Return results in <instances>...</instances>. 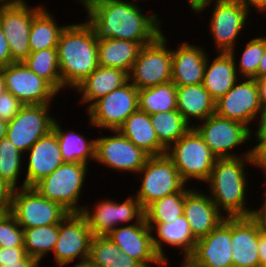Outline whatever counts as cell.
<instances>
[{
    "instance_id": "cell-6",
    "label": "cell",
    "mask_w": 266,
    "mask_h": 267,
    "mask_svg": "<svg viewBox=\"0 0 266 267\" xmlns=\"http://www.w3.org/2000/svg\"><path fill=\"white\" fill-rule=\"evenodd\" d=\"M138 175L142 179L135 197L144 210L152 202L177 193L186 185L166 154L149 156Z\"/></svg>"
},
{
    "instance_id": "cell-21",
    "label": "cell",
    "mask_w": 266,
    "mask_h": 267,
    "mask_svg": "<svg viewBox=\"0 0 266 267\" xmlns=\"http://www.w3.org/2000/svg\"><path fill=\"white\" fill-rule=\"evenodd\" d=\"M26 154L29 155L27 171L19 188L33 187L64 163L57 135L53 130L36 141Z\"/></svg>"
},
{
    "instance_id": "cell-44",
    "label": "cell",
    "mask_w": 266,
    "mask_h": 267,
    "mask_svg": "<svg viewBox=\"0 0 266 267\" xmlns=\"http://www.w3.org/2000/svg\"><path fill=\"white\" fill-rule=\"evenodd\" d=\"M256 137L257 145L252 147V161L255 168H260L266 176V135H253Z\"/></svg>"
},
{
    "instance_id": "cell-22",
    "label": "cell",
    "mask_w": 266,
    "mask_h": 267,
    "mask_svg": "<svg viewBox=\"0 0 266 267\" xmlns=\"http://www.w3.org/2000/svg\"><path fill=\"white\" fill-rule=\"evenodd\" d=\"M205 193L192 188L185 195L183 215L197 240L208 235L226 218L208 192Z\"/></svg>"
},
{
    "instance_id": "cell-47",
    "label": "cell",
    "mask_w": 266,
    "mask_h": 267,
    "mask_svg": "<svg viewBox=\"0 0 266 267\" xmlns=\"http://www.w3.org/2000/svg\"><path fill=\"white\" fill-rule=\"evenodd\" d=\"M12 188L0 179V206H3L7 211L11 205Z\"/></svg>"
},
{
    "instance_id": "cell-19",
    "label": "cell",
    "mask_w": 266,
    "mask_h": 267,
    "mask_svg": "<svg viewBox=\"0 0 266 267\" xmlns=\"http://www.w3.org/2000/svg\"><path fill=\"white\" fill-rule=\"evenodd\" d=\"M151 233V229L143 217L137 223L118 226L107 236L123 253L137 260L143 267H155L157 265L167 267L169 260L162 261L156 254Z\"/></svg>"
},
{
    "instance_id": "cell-38",
    "label": "cell",
    "mask_w": 266,
    "mask_h": 267,
    "mask_svg": "<svg viewBox=\"0 0 266 267\" xmlns=\"http://www.w3.org/2000/svg\"><path fill=\"white\" fill-rule=\"evenodd\" d=\"M23 156L24 153L16 148L7 137L0 140V179L12 189L19 188L17 184L22 172Z\"/></svg>"
},
{
    "instance_id": "cell-31",
    "label": "cell",
    "mask_w": 266,
    "mask_h": 267,
    "mask_svg": "<svg viewBox=\"0 0 266 267\" xmlns=\"http://www.w3.org/2000/svg\"><path fill=\"white\" fill-rule=\"evenodd\" d=\"M55 118L52 130L57 135L60 152L64 162L87 164L95 162L96 138L86 139L76 131H64Z\"/></svg>"
},
{
    "instance_id": "cell-25",
    "label": "cell",
    "mask_w": 266,
    "mask_h": 267,
    "mask_svg": "<svg viewBox=\"0 0 266 267\" xmlns=\"http://www.w3.org/2000/svg\"><path fill=\"white\" fill-rule=\"evenodd\" d=\"M147 224L152 232L155 252L162 261L169 258L163 250L164 243L173 248H180L184 257L183 260H186L193 253L197 239L193 236L189 222L184 215L177 217L171 222Z\"/></svg>"
},
{
    "instance_id": "cell-50",
    "label": "cell",
    "mask_w": 266,
    "mask_h": 267,
    "mask_svg": "<svg viewBox=\"0 0 266 267\" xmlns=\"http://www.w3.org/2000/svg\"><path fill=\"white\" fill-rule=\"evenodd\" d=\"M240 1L249 11L251 7L259 11V13L266 14V0H238Z\"/></svg>"
},
{
    "instance_id": "cell-15",
    "label": "cell",
    "mask_w": 266,
    "mask_h": 267,
    "mask_svg": "<svg viewBox=\"0 0 266 267\" xmlns=\"http://www.w3.org/2000/svg\"><path fill=\"white\" fill-rule=\"evenodd\" d=\"M92 237L86 217L82 213H68L59 223V236L52 252L54 264L64 267L76 259H87Z\"/></svg>"
},
{
    "instance_id": "cell-23",
    "label": "cell",
    "mask_w": 266,
    "mask_h": 267,
    "mask_svg": "<svg viewBox=\"0 0 266 267\" xmlns=\"http://www.w3.org/2000/svg\"><path fill=\"white\" fill-rule=\"evenodd\" d=\"M259 226L249 217H231L233 267H260Z\"/></svg>"
},
{
    "instance_id": "cell-51",
    "label": "cell",
    "mask_w": 266,
    "mask_h": 267,
    "mask_svg": "<svg viewBox=\"0 0 266 267\" xmlns=\"http://www.w3.org/2000/svg\"><path fill=\"white\" fill-rule=\"evenodd\" d=\"M117 267H143L137 260L121 252L118 256Z\"/></svg>"
},
{
    "instance_id": "cell-26",
    "label": "cell",
    "mask_w": 266,
    "mask_h": 267,
    "mask_svg": "<svg viewBox=\"0 0 266 267\" xmlns=\"http://www.w3.org/2000/svg\"><path fill=\"white\" fill-rule=\"evenodd\" d=\"M205 64L203 86L214 101L223 97L240 78L236 70L235 51L218 52V55Z\"/></svg>"
},
{
    "instance_id": "cell-32",
    "label": "cell",
    "mask_w": 266,
    "mask_h": 267,
    "mask_svg": "<svg viewBox=\"0 0 266 267\" xmlns=\"http://www.w3.org/2000/svg\"><path fill=\"white\" fill-rule=\"evenodd\" d=\"M55 20L46 7L33 18L29 33L30 52L57 47L61 32L66 25L59 26Z\"/></svg>"
},
{
    "instance_id": "cell-40",
    "label": "cell",
    "mask_w": 266,
    "mask_h": 267,
    "mask_svg": "<svg viewBox=\"0 0 266 267\" xmlns=\"http://www.w3.org/2000/svg\"><path fill=\"white\" fill-rule=\"evenodd\" d=\"M121 252L108 236H93L88 259L94 267H117Z\"/></svg>"
},
{
    "instance_id": "cell-45",
    "label": "cell",
    "mask_w": 266,
    "mask_h": 267,
    "mask_svg": "<svg viewBox=\"0 0 266 267\" xmlns=\"http://www.w3.org/2000/svg\"><path fill=\"white\" fill-rule=\"evenodd\" d=\"M12 63L13 62L11 58L9 44L6 40L5 33L2 31L0 25V68H3Z\"/></svg>"
},
{
    "instance_id": "cell-28",
    "label": "cell",
    "mask_w": 266,
    "mask_h": 267,
    "mask_svg": "<svg viewBox=\"0 0 266 267\" xmlns=\"http://www.w3.org/2000/svg\"><path fill=\"white\" fill-rule=\"evenodd\" d=\"M118 130L149 156L166 154L167 149L159 142L146 112L139 109L133 112Z\"/></svg>"
},
{
    "instance_id": "cell-11",
    "label": "cell",
    "mask_w": 266,
    "mask_h": 267,
    "mask_svg": "<svg viewBox=\"0 0 266 267\" xmlns=\"http://www.w3.org/2000/svg\"><path fill=\"white\" fill-rule=\"evenodd\" d=\"M138 109V89L129 81L95 101L87 113L92 127L110 131L118 130Z\"/></svg>"
},
{
    "instance_id": "cell-18",
    "label": "cell",
    "mask_w": 266,
    "mask_h": 267,
    "mask_svg": "<svg viewBox=\"0 0 266 267\" xmlns=\"http://www.w3.org/2000/svg\"><path fill=\"white\" fill-rule=\"evenodd\" d=\"M238 79L234 86L215 101V114L250 127L261 108L256 79Z\"/></svg>"
},
{
    "instance_id": "cell-5",
    "label": "cell",
    "mask_w": 266,
    "mask_h": 267,
    "mask_svg": "<svg viewBox=\"0 0 266 267\" xmlns=\"http://www.w3.org/2000/svg\"><path fill=\"white\" fill-rule=\"evenodd\" d=\"M88 169L87 164L64 162L33 188L45 198L60 204L69 213H82L85 206H79L78 202Z\"/></svg>"
},
{
    "instance_id": "cell-13",
    "label": "cell",
    "mask_w": 266,
    "mask_h": 267,
    "mask_svg": "<svg viewBox=\"0 0 266 267\" xmlns=\"http://www.w3.org/2000/svg\"><path fill=\"white\" fill-rule=\"evenodd\" d=\"M51 107L50 104L23 105L7 122L6 137L26 153L36 141L52 130L55 118L49 114Z\"/></svg>"
},
{
    "instance_id": "cell-10",
    "label": "cell",
    "mask_w": 266,
    "mask_h": 267,
    "mask_svg": "<svg viewBox=\"0 0 266 267\" xmlns=\"http://www.w3.org/2000/svg\"><path fill=\"white\" fill-rule=\"evenodd\" d=\"M44 8L26 0H10L0 6V25L9 44L12 62H23L30 54L29 33L33 18Z\"/></svg>"
},
{
    "instance_id": "cell-3",
    "label": "cell",
    "mask_w": 266,
    "mask_h": 267,
    "mask_svg": "<svg viewBox=\"0 0 266 267\" xmlns=\"http://www.w3.org/2000/svg\"><path fill=\"white\" fill-rule=\"evenodd\" d=\"M248 164L253 165L252 156L217 158L206 181L210 198L226 217L251 216L252 209L246 207Z\"/></svg>"
},
{
    "instance_id": "cell-49",
    "label": "cell",
    "mask_w": 266,
    "mask_h": 267,
    "mask_svg": "<svg viewBox=\"0 0 266 267\" xmlns=\"http://www.w3.org/2000/svg\"><path fill=\"white\" fill-rule=\"evenodd\" d=\"M257 119L258 125L256 124V126L258 127L256 128V131H252L251 129V138L253 133L256 135H266V106H261Z\"/></svg>"
},
{
    "instance_id": "cell-30",
    "label": "cell",
    "mask_w": 266,
    "mask_h": 267,
    "mask_svg": "<svg viewBox=\"0 0 266 267\" xmlns=\"http://www.w3.org/2000/svg\"><path fill=\"white\" fill-rule=\"evenodd\" d=\"M149 43L115 38L98 40V64L130 73L141 47Z\"/></svg>"
},
{
    "instance_id": "cell-27",
    "label": "cell",
    "mask_w": 266,
    "mask_h": 267,
    "mask_svg": "<svg viewBox=\"0 0 266 267\" xmlns=\"http://www.w3.org/2000/svg\"><path fill=\"white\" fill-rule=\"evenodd\" d=\"M129 82V73L118 68L98 66L75 89L80 93V104L88 109L95 101Z\"/></svg>"
},
{
    "instance_id": "cell-54",
    "label": "cell",
    "mask_w": 266,
    "mask_h": 267,
    "mask_svg": "<svg viewBox=\"0 0 266 267\" xmlns=\"http://www.w3.org/2000/svg\"><path fill=\"white\" fill-rule=\"evenodd\" d=\"M266 75V48L265 52L260 60V64L257 72V79Z\"/></svg>"
},
{
    "instance_id": "cell-7",
    "label": "cell",
    "mask_w": 266,
    "mask_h": 267,
    "mask_svg": "<svg viewBox=\"0 0 266 267\" xmlns=\"http://www.w3.org/2000/svg\"><path fill=\"white\" fill-rule=\"evenodd\" d=\"M163 32L151 43L143 45L129 73V81L138 89L155 87L172 78V49Z\"/></svg>"
},
{
    "instance_id": "cell-59",
    "label": "cell",
    "mask_w": 266,
    "mask_h": 267,
    "mask_svg": "<svg viewBox=\"0 0 266 267\" xmlns=\"http://www.w3.org/2000/svg\"><path fill=\"white\" fill-rule=\"evenodd\" d=\"M7 210L3 207L0 206V217L6 212Z\"/></svg>"
},
{
    "instance_id": "cell-12",
    "label": "cell",
    "mask_w": 266,
    "mask_h": 267,
    "mask_svg": "<svg viewBox=\"0 0 266 267\" xmlns=\"http://www.w3.org/2000/svg\"><path fill=\"white\" fill-rule=\"evenodd\" d=\"M212 5L214 8L208 25L215 52L235 51L236 40L249 23L247 19L251 12L238 0H214Z\"/></svg>"
},
{
    "instance_id": "cell-29",
    "label": "cell",
    "mask_w": 266,
    "mask_h": 267,
    "mask_svg": "<svg viewBox=\"0 0 266 267\" xmlns=\"http://www.w3.org/2000/svg\"><path fill=\"white\" fill-rule=\"evenodd\" d=\"M176 103L177 111L191 127L192 119L201 122L215 114V101L203 84L177 86Z\"/></svg>"
},
{
    "instance_id": "cell-46",
    "label": "cell",
    "mask_w": 266,
    "mask_h": 267,
    "mask_svg": "<svg viewBox=\"0 0 266 267\" xmlns=\"http://www.w3.org/2000/svg\"><path fill=\"white\" fill-rule=\"evenodd\" d=\"M266 178V176H265ZM266 180V179H265ZM265 188H266V181L264 182ZM265 190V196H264V202L261 204L260 208H256V210H252L251 218L258 224L261 230L266 232V189Z\"/></svg>"
},
{
    "instance_id": "cell-56",
    "label": "cell",
    "mask_w": 266,
    "mask_h": 267,
    "mask_svg": "<svg viewBox=\"0 0 266 267\" xmlns=\"http://www.w3.org/2000/svg\"><path fill=\"white\" fill-rule=\"evenodd\" d=\"M73 267H94L91 264V261L87 258L84 260H80L78 263L76 262V264Z\"/></svg>"
},
{
    "instance_id": "cell-37",
    "label": "cell",
    "mask_w": 266,
    "mask_h": 267,
    "mask_svg": "<svg viewBox=\"0 0 266 267\" xmlns=\"http://www.w3.org/2000/svg\"><path fill=\"white\" fill-rule=\"evenodd\" d=\"M187 184L177 193L152 202L145 210L147 223H166L183 215L185 195L190 190Z\"/></svg>"
},
{
    "instance_id": "cell-39",
    "label": "cell",
    "mask_w": 266,
    "mask_h": 267,
    "mask_svg": "<svg viewBox=\"0 0 266 267\" xmlns=\"http://www.w3.org/2000/svg\"><path fill=\"white\" fill-rule=\"evenodd\" d=\"M244 47L239 63L235 64L238 76L257 79L260 60L266 48V36L252 38Z\"/></svg>"
},
{
    "instance_id": "cell-1",
    "label": "cell",
    "mask_w": 266,
    "mask_h": 267,
    "mask_svg": "<svg viewBox=\"0 0 266 267\" xmlns=\"http://www.w3.org/2000/svg\"><path fill=\"white\" fill-rule=\"evenodd\" d=\"M80 3L98 40L152 42L162 33L158 14L146 15L134 0H83Z\"/></svg>"
},
{
    "instance_id": "cell-16",
    "label": "cell",
    "mask_w": 266,
    "mask_h": 267,
    "mask_svg": "<svg viewBox=\"0 0 266 267\" xmlns=\"http://www.w3.org/2000/svg\"><path fill=\"white\" fill-rule=\"evenodd\" d=\"M114 135L96 138L95 161L112 171L138 173L149 155L136 147L119 130Z\"/></svg>"
},
{
    "instance_id": "cell-9",
    "label": "cell",
    "mask_w": 266,
    "mask_h": 267,
    "mask_svg": "<svg viewBox=\"0 0 266 267\" xmlns=\"http://www.w3.org/2000/svg\"><path fill=\"white\" fill-rule=\"evenodd\" d=\"M192 127L217 158L252 156V149L240 155L233 152L234 148L251 140V129L241 122L213 114L204 119L200 125L192 124Z\"/></svg>"
},
{
    "instance_id": "cell-17",
    "label": "cell",
    "mask_w": 266,
    "mask_h": 267,
    "mask_svg": "<svg viewBox=\"0 0 266 267\" xmlns=\"http://www.w3.org/2000/svg\"><path fill=\"white\" fill-rule=\"evenodd\" d=\"M6 91L22 104H53L59 92L45 79L37 76L24 62H13L3 67Z\"/></svg>"
},
{
    "instance_id": "cell-14",
    "label": "cell",
    "mask_w": 266,
    "mask_h": 267,
    "mask_svg": "<svg viewBox=\"0 0 266 267\" xmlns=\"http://www.w3.org/2000/svg\"><path fill=\"white\" fill-rule=\"evenodd\" d=\"M132 196L127 197L122 203L109 198L103 199L95 203L96 206L92 210L85 206L82 214L87 219L92 235L107 236L122 223L128 225L131 222H139L144 217V209L135 195Z\"/></svg>"
},
{
    "instance_id": "cell-8",
    "label": "cell",
    "mask_w": 266,
    "mask_h": 267,
    "mask_svg": "<svg viewBox=\"0 0 266 267\" xmlns=\"http://www.w3.org/2000/svg\"><path fill=\"white\" fill-rule=\"evenodd\" d=\"M9 211L23 229L59 224L69 213L33 187L13 189Z\"/></svg>"
},
{
    "instance_id": "cell-53",
    "label": "cell",
    "mask_w": 266,
    "mask_h": 267,
    "mask_svg": "<svg viewBox=\"0 0 266 267\" xmlns=\"http://www.w3.org/2000/svg\"><path fill=\"white\" fill-rule=\"evenodd\" d=\"M261 106H266V75L256 79Z\"/></svg>"
},
{
    "instance_id": "cell-36",
    "label": "cell",
    "mask_w": 266,
    "mask_h": 267,
    "mask_svg": "<svg viewBox=\"0 0 266 267\" xmlns=\"http://www.w3.org/2000/svg\"><path fill=\"white\" fill-rule=\"evenodd\" d=\"M23 62L37 76L48 81L58 92L63 90L56 48L30 52Z\"/></svg>"
},
{
    "instance_id": "cell-2",
    "label": "cell",
    "mask_w": 266,
    "mask_h": 267,
    "mask_svg": "<svg viewBox=\"0 0 266 267\" xmlns=\"http://www.w3.org/2000/svg\"><path fill=\"white\" fill-rule=\"evenodd\" d=\"M56 49L63 89L74 90L99 66L98 39L86 20L67 24Z\"/></svg>"
},
{
    "instance_id": "cell-60",
    "label": "cell",
    "mask_w": 266,
    "mask_h": 267,
    "mask_svg": "<svg viewBox=\"0 0 266 267\" xmlns=\"http://www.w3.org/2000/svg\"><path fill=\"white\" fill-rule=\"evenodd\" d=\"M10 0H0V6L8 3Z\"/></svg>"
},
{
    "instance_id": "cell-35",
    "label": "cell",
    "mask_w": 266,
    "mask_h": 267,
    "mask_svg": "<svg viewBox=\"0 0 266 267\" xmlns=\"http://www.w3.org/2000/svg\"><path fill=\"white\" fill-rule=\"evenodd\" d=\"M150 121L159 142L166 149L191 128L177 110L151 114Z\"/></svg>"
},
{
    "instance_id": "cell-4",
    "label": "cell",
    "mask_w": 266,
    "mask_h": 267,
    "mask_svg": "<svg viewBox=\"0 0 266 267\" xmlns=\"http://www.w3.org/2000/svg\"><path fill=\"white\" fill-rule=\"evenodd\" d=\"M166 155L186 184L192 179L205 183L217 159L193 127L167 149Z\"/></svg>"
},
{
    "instance_id": "cell-42",
    "label": "cell",
    "mask_w": 266,
    "mask_h": 267,
    "mask_svg": "<svg viewBox=\"0 0 266 267\" xmlns=\"http://www.w3.org/2000/svg\"><path fill=\"white\" fill-rule=\"evenodd\" d=\"M38 264L27 255L25 247L0 248V267H36Z\"/></svg>"
},
{
    "instance_id": "cell-33",
    "label": "cell",
    "mask_w": 266,
    "mask_h": 267,
    "mask_svg": "<svg viewBox=\"0 0 266 267\" xmlns=\"http://www.w3.org/2000/svg\"><path fill=\"white\" fill-rule=\"evenodd\" d=\"M177 86L169 81L155 87L138 90L139 110L151 115L177 110Z\"/></svg>"
},
{
    "instance_id": "cell-34",
    "label": "cell",
    "mask_w": 266,
    "mask_h": 267,
    "mask_svg": "<svg viewBox=\"0 0 266 267\" xmlns=\"http://www.w3.org/2000/svg\"><path fill=\"white\" fill-rule=\"evenodd\" d=\"M27 255L39 264L46 254L53 252L59 236V224L23 229Z\"/></svg>"
},
{
    "instance_id": "cell-48",
    "label": "cell",
    "mask_w": 266,
    "mask_h": 267,
    "mask_svg": "<svg viewBox=\"0 0 266 267\" xmlns=\"http://www.w3.org/2000/svg\"><path fill=\"white\" fill-rule=\"evenodd\" d=\"M258 254L260 267H266V232L259 227Z\"/></svg>"
},
{
    "instance_id": "cell-43",
    "label": "cell",
    "mask_w": 266,
    "mask_h": 267,
    "mask_svg": "<svg viewBox=\"0 0 266 267\" xmlns=\"http://www.w3.org/2000/svg\"><path fill=\"white\" fill-rule=\"evenodd\" d=\"M23 105L13 94L5 90L0 95V119L9 122Z\"/></svg>"
},
{
    "instance_id": "cell-55",
    "label": "cell",
    "mask_w": 266,
    "mask_h": 267,
    "mask_svg": "<svg viewBox=\"0 0 266 267\" xmlns=\"http://www.w3.org/2000/svg\"><path fill=\"white\" fill-rule=\"evenodd\" d=\"M7 122L0 119V140L6 137Z\"/></svg>"
},
{
    "instance_id": "cell-20",
    "label": "cell",
    "mask_w": 266,
    "mask_h": 267,
    "mask_svg": "<svg viewBox=\"0 0 266 267\" xmlns=\"http://www.w3.org/2000/svg\"><path fill=\"white\" fill-rule=\"evenodd\" d=\"M186 260L193 267H233L231 217H226L208 235L198 239Z\"/></svg>"
},
{
    "instance_id": "cell-24",
    "label": "cell",
    "mask_w": 266,
    "mask_h": 267,
    "mask_svg": "<svg viewBox=\"0 0 266 267\" xmlns=\"http://www.w3.org/2000/svg\"><path fill=\"white\" fill-rule=\"evenodd\" d=\"M207 55L203 46L178 44V48L172 49L171 81L176 86L202 84Z\"/></svg>"
},
{
    "instance_id": "cell-57",
    "label": "cell",
    "mask_w": 266,
    "mask_h": 267,
    "mask_svg": "<svg viewBox=\"0 0 266 267\" xmlns=\"http://www.w3.org/2000/svg\"><path fill=\"white\" fill-rule=\"evenodd\" d=\"M5 83L3 77V68H0V95L5 91Z\"/></svg>"
},
{
    "instance_id": "cell-58",
    "label": "cell",
    "mask_w": 266,
    "mask_h": 267,
    "mask_svg": "<svg viewBox=\"0 0 266 267\" xmlns=\"http://www.w3.org/2000/svg\"><path fill=\"white\" fill-rule=\"evenodd\" d=\"M181 267H193L187 260H183Z\"/></svg>"
},
{
    "instance_id": "cell-52",
    "label": "cell",
    "mask_w": 266,
    "mask_h": 267,
    "mask_svg": "<svg viewBox=\"0 0 266 267\" xmlns=\"http://www.w3.org/2000/svg\"><path fill=\"white\" fill-rule=\"evenodd\" d=\"M189 3V6L192 8L194 13L199 14L203 12L207 7H210L214 0H186Z\"/></svg>"
},
{
    "instance_id": "cell-41",
    "label": "cell",
    "mask_w": 266,
    "mask_h": 267,
    "mask_svg": "<svg viewBox=\"0 0 266 267\" xmlns=\"http://www.w3.org/2000/svg\"><path fill=\"white\" fill-rule=\"evenodd\" d=\"M10 247H24V233L8 210L0 217V248Z\"/></svg>"
}]
</instances>
